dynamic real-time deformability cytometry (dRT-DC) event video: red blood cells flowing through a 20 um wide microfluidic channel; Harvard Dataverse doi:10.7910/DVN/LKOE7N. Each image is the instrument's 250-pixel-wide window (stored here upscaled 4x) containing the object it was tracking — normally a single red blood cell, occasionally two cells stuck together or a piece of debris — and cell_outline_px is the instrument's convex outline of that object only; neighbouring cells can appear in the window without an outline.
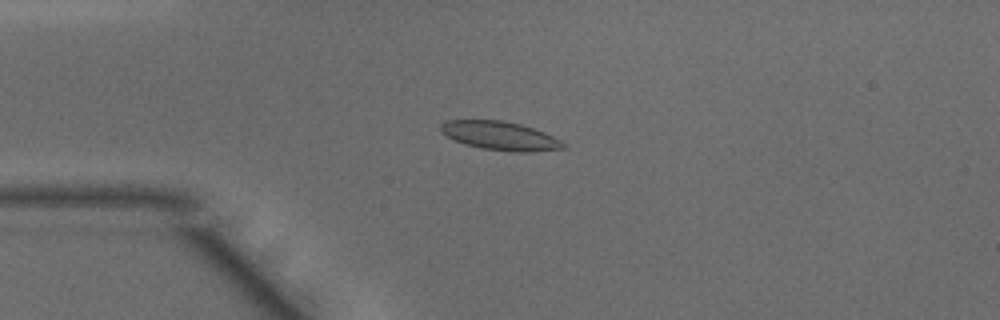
{"species": "common noctule bat (a hibernating species)", "species_latin": "Nyctalus noctula", "temperature_condition": "warm", "stored_images_in_passage": 43, "camera_frame_rate_fps": 3000, "um_per_image_px": 0.085, "animal": {"sex": "male", "body_mass_g": 15.6}, "frame": {"image": 1, "passage_image": 7, "time_ms": 2.0, "image_size_px": [1000, 320], "cell_outline_px": [[568, 148], [528, 152], [512, 152], [480, 148], [464, 144], [440, 132], [440, 124], [448, 120], [504, 120], [520, 124], [544, 132], [568, 144]], "centroid_in_image_um": [42.54, 11.55], "position_along_channel_um": 42.5, "area_um2": 20.58}}
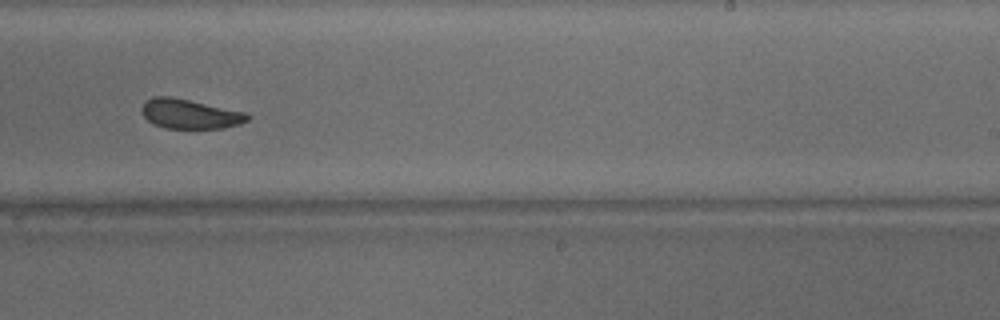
{"frame": {"image": 2, "passage_image": 25, "time_ms": 8.0, "image_size_px": [1000, 320], "cell_outline_px": [[252, 116], [248, 120], [240, 124], [224, 128], [164, 128], [148, 120], [140, 112], [140, 108], [152, 96], [172, 96], [248, 112]], "centroid_in_image_um": [16.18, 9.67], "position_along_channel_um": 272.8, "area_um2": 18.44}}
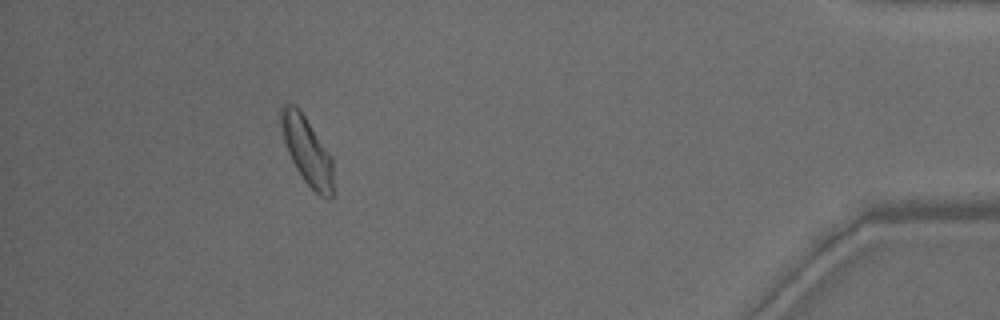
{"frame": {"image": 3, "passage_image": 39, "time_ms": 12.667, "image_size_px": [1000, 320], "cell_outline_px": [[336, 192], [328, 200], [320, 196], [304, 180], [296, 168], [288, 152], [284, 140], [280, 124], [280, 108], [284, 104], [296, 104], [300, 108], [332, 156]], "centroid_in_image_um": [26.15, 12.84], "position_along_channel_um": 409.0, "area_um2": 21.15}, "authors_computed_cell_mechanics": {"area_um2": 19.652, "velocity_mm_per_s": 4.1556, "shape_relaxation_time_tau1_ms": 5.0399, "shape_relaxation_time_tau2_ms": 1.7063, "deformation_change_tau1": 0.1491, "deformation_change_tau2": 0.0816}}